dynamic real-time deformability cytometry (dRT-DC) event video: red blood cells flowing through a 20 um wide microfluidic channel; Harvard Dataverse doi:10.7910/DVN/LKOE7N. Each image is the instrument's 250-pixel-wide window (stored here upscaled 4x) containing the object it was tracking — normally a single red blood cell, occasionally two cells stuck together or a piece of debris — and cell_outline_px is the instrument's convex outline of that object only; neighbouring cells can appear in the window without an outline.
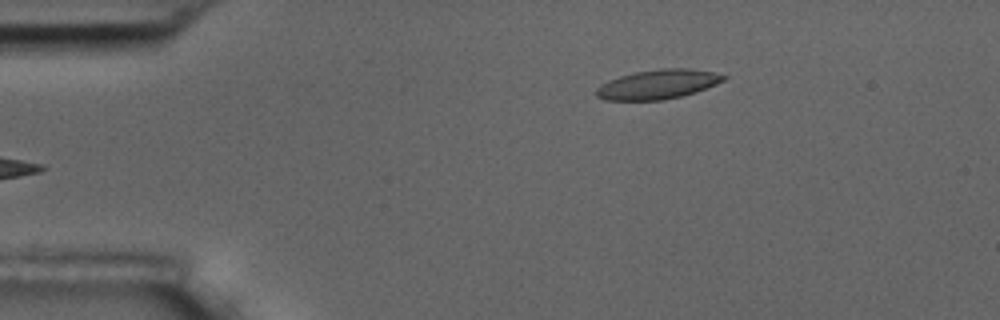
{"species": "common noctule bat (a hibernating species)", "species_latin": "Nyctalus noctula", "temperature_condition": "room temperature", "stored_images_in_passage": 5, "camera_frame_rate_fps": 3000, "um_per_image_px": 0.085, "animal": {"sex": "male", "body_mass_g": 17.5, "forearm_length_mm": 52.3}, "frame": {"image": 1, "passage_image": 5, "time_ms": 5.0, "image_size_px": [1000, 320], "cell_outline_px": [[728, 76], [724, 80], [716, 84], [696, 92], [664, 100], [604, 100], [596, 96], [596, 88], [600, 84], [608, 80], [620, 76], [636, 72], [660, 68], [688, 68], [712, 72]], "centroid_in_image_um": [55.89, 7.17], "position_along_channel_um": 29.1, "area_um2": 21.79}}